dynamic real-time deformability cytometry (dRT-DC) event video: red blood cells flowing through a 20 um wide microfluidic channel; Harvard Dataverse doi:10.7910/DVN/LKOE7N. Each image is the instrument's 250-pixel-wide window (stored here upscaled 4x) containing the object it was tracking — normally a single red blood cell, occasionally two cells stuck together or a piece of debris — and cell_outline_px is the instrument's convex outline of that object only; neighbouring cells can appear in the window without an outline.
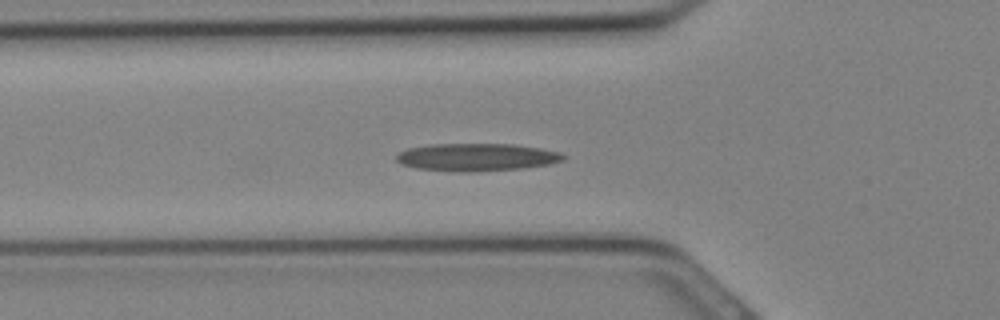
{"species": "Egyptian fruit bat (a non-hibernating species)", "species_latin": "Rousettus aegyptiacus", "temperature_condition": "cold", "stored_images_in_passage": 17, "camera_frame_rate_fps": 3000, "um_per_image_px": 0.085, "animal": {"sex": "female"}, "frame": {"image": 1, "passage_image": 5, "time_ms": 1.333, "image_size_px": [1000, 320], "cell_outline_px": [[564, 160], [552, 164], [524, 168], [468, 172], [464, 172], [416, 168], [400, 164], [396, 160], [396, 156], [400, 152], [408, 148], [428, 144], [512, 144], [540, 148], [560, 152], [564, 156]], "centroid_in_image_um": [40.52, 13.36], "position_along_channel_um": 85.3, "area_um2": 26.93}}
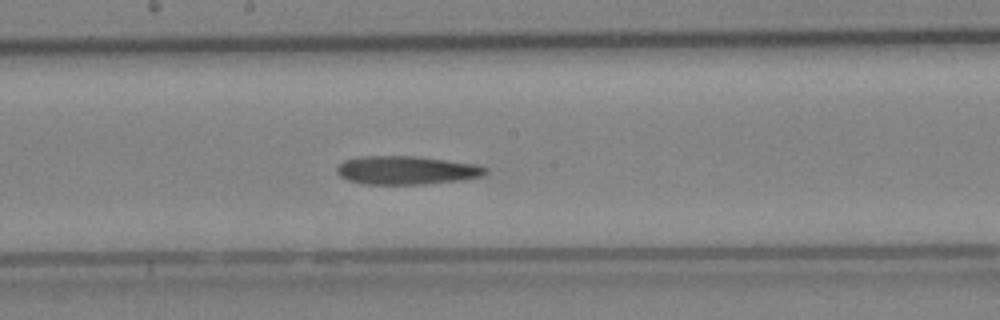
{"frame": {"image": 2, "passage_image": 11, "time_ms": 3.333, "image_size_px": [1000, 320], "cell_outline_px": [[488, 172], [480, 176], [460, 180], [424, 184], [360, 184], [348, 180], [340, 176], [336, 172], [336, 168], [344, 160], [360, 156], [416, 156], [480, 164], [488, 168]], "centroid_in_image_um": [34.55, 14.46], "position_along_channel_um": 213.6, "area_um2": 24.85}}
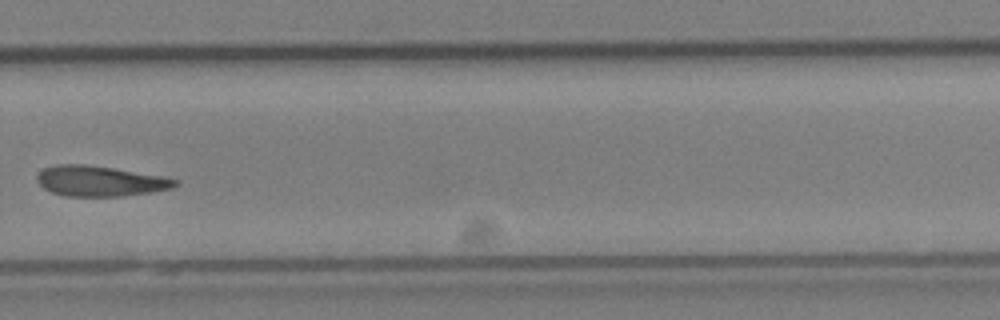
{"frame": {"image": 3, "passage_image": 16, "time_ms": 5.0, "image_size_px": [1000, 320], "cell_outline_px": [[180, 184], [172, 188], [152, 192], [120, 196], [64, 196], [52, 192], [44, 188], [36, 180], [36, 176], [44, 168], [56, 164], [88, 164], [164, 176], [180, 180]], "centroid_in_image_um": [8.53, 15.38], "position_along_channel_um": 321.3, "area_um2": 24.62}}